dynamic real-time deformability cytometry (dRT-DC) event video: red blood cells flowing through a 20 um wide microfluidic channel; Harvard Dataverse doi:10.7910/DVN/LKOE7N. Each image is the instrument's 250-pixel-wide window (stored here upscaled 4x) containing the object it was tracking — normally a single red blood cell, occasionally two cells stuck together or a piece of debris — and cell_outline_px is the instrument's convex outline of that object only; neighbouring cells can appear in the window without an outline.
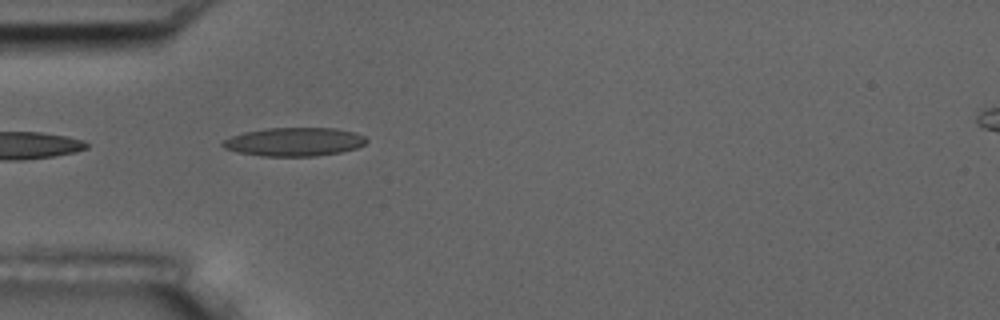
{"species": "common noctule bat (a hibernating species)", "species_latin": "Nyctalus noctula", "temperature_condition": "room temperature", "stored_images_in_passage": 3, "camera_frame_rate_fps": 3000, "um_per_image_px": 0.085, "animal": {"sex": "male", "body_mass_g": 17.5, "forearm_length_mm": 52.3}, "frame": {"image": 1, "passage_image": 1, "time_ms": 0.0, "image_size_px": [1000, 320], "cell_outline_px": [[368, 140], [364, 144], [356, 148], [340, 152], [316, 156], [264, 156], [240, 152], [224, 148], [220, 144], [224, 140], [232, 136], [244, 132], [268, 128], [336, 128], [356, 132], [364, 136]], "centroid_in_image_um": [25.04, 12.05], "position_along_channel_um": 60.0, "area_um2": 23.81}}